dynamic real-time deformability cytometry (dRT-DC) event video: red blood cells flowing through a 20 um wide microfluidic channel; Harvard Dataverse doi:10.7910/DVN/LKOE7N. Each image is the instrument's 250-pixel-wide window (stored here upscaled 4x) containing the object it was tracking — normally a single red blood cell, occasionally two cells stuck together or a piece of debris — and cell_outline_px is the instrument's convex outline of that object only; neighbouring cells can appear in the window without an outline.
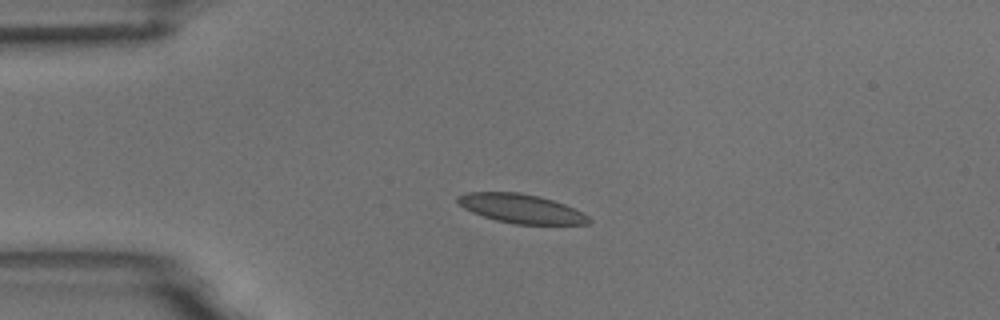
{"species": "common noctule bat (a hibernating species)", "species_latin": "Nyctalus noctula", "temperature_condition": "room temperature", "stored_images_in_passage": 3, "camera_frame_rate_fps": 3000, "um_per_image_px": 0.085, "animal": {"sex": "male", "body_mass_g": 18.8}, "frame": {"image": 1, "passage_image": 1, "time_ms": 0.0, "image_size_px": [1000, 320], "cell_outline_px": [[592, 220], [588, 224], [516, 224], [496, 220], [472, 212], [464, 208], [456, 200], [456, 196], [468, 192], [520, 192], [552, 200], [564, 204], [584, 212]], "centroid_in_image_um": [44.31, 17.73], "position_along_channel_um": 40.7, "area_um2": 22.08}}